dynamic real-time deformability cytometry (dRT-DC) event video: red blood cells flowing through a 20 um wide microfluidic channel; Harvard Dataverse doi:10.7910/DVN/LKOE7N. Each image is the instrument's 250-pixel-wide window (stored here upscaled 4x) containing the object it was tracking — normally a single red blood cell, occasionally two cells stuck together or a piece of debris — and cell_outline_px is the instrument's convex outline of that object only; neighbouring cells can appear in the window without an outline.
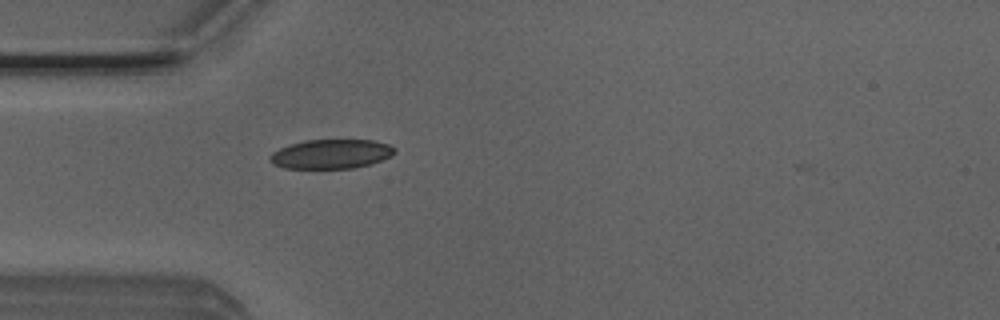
{"species": "Egyptian fruit bat (a non-hibernating species)", "species_latin": "Rousettus aegyptiacus", "temperature_condition": "room temperature", "stored_images_in_passage": 2, "camera_frame_rate_fps": 3000, "um_per_image_px": 0.085, "animal": {"sex": "male"}, "frame": {"image": 1, "passage_image": 1, "time_ms": 0.0, "image_size_px": [1000, 320], "cell_outline_px": [[396, 152], [392, 156], [372, 164], [352, 168], [284, 168], [272, 164], [268, 160], [268, 156], [272, 152], [280, 148], [304, 140], [372, 140], [388, 144], [396, 148]], "centroid_in_image_um": [28.15, 13.09], "position_along_channel_um": 56.9, "area_um2": 21.44}}